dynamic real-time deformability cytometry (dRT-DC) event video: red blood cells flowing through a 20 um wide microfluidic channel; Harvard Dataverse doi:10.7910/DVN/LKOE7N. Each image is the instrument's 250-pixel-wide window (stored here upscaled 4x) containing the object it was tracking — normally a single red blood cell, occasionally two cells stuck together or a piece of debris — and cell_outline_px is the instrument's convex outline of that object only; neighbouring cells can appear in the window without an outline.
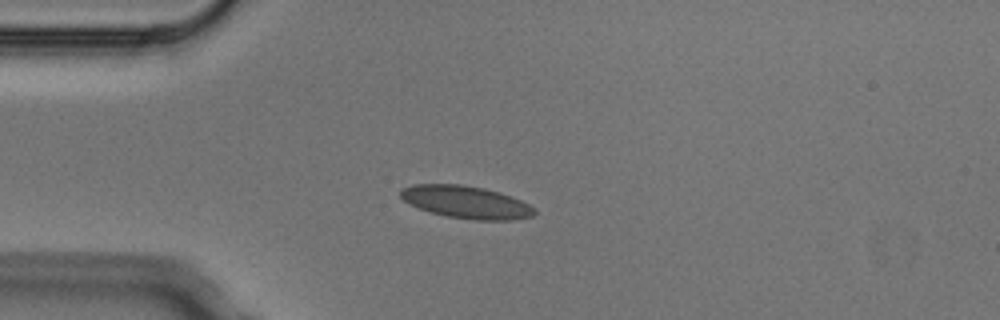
{"species": "Egyptian fruit bat (a non-hibernating species)", "species_latin": "Rousettus aegyptiacus", "temperature_condition": "cold", "stored_images_in_passage": 6, "camera_frame_rate_fps": 3000, "um_per_image_px": 0.085, "animal": {"sex": "male"}, "frame": {"image": 1, "passage_image": 3, "time_ms": 0.667, "image_size_px": [1000, 320], "cell_outline_px": [[536, 212], [532, 216], [512, 220], [472, 220], [448, 216], [432, 212], [408, 204], [400, 196], [400, 188], [412, 184], [460, 184], [484, 188], [512, 196], [536, 208]], "centroid_in_image_um": [39.61, 17.17], "position_along_channel_um": 45.4, "area_um2": 25.37}}
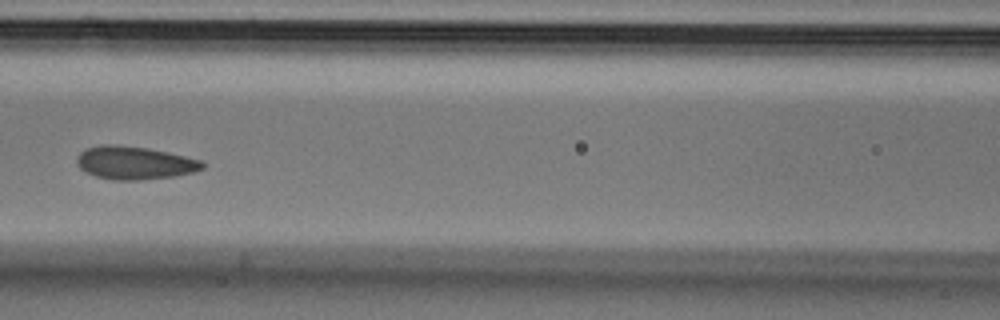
{"frame": {"image": 2, "passage_image": 6, "time_ms": 1.667, "image_size_px": [1000, 320], "cell_outline_px": [[204, 168], [196, 172], [172, 176], [140, 180], [112, 180], [96, 176], [80, 168], [76, 164], [76, 156], [84, 148], [100, 144], [112, 144], [148, 148], [168, 152], [200, 160], [204, 164]], "centroid_in_image_um": [11.4, 13.83], "position_along_channel_um": 155.2, "area_um2": 24.28}}